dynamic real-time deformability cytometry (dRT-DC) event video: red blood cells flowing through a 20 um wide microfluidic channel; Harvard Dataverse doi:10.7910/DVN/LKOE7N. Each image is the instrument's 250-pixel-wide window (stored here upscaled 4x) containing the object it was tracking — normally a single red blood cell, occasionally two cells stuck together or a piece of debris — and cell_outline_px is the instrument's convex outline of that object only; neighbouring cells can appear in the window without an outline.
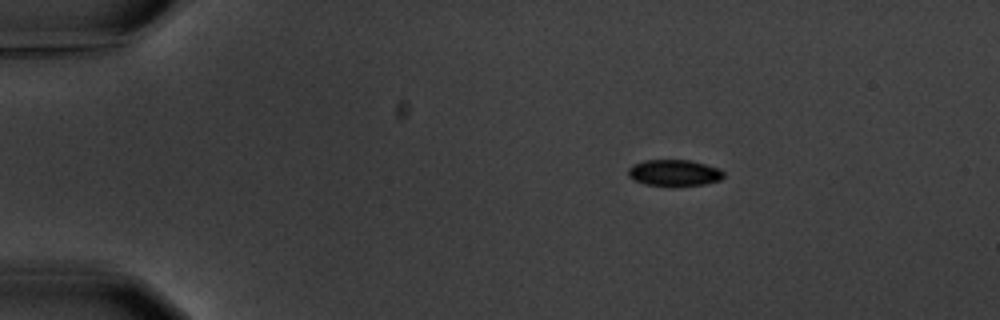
{"species": "common noctule bat (a hibernating species)", "species_latin": "Nyctalus noctula", "temperature_condition": "warm", "stored_images_in_passage": 6, "camera_frame_rate_fps": 3000, "um_per_image_px": 0.085, "animal": {"sex": "male", "body_mass_g": 20.1, "forearm_length_mm": 53.5}, "frame": {"image": 1, "passage_image": 1, "time_ms": 0.0, "image_size_px": [1000, 320], "cell_outline_px": [[724, 176], [720, 180], [704, 184], [672, 188], [644, 184], [628, 176], [628, 168], [632, 164], [644, 160], [688, 160], [720, 168], [724, 172]], "centroid_in_image_um": [57.3, 14.72], "position_along_channel_um": 27.7, "area_um2": 15.09}}
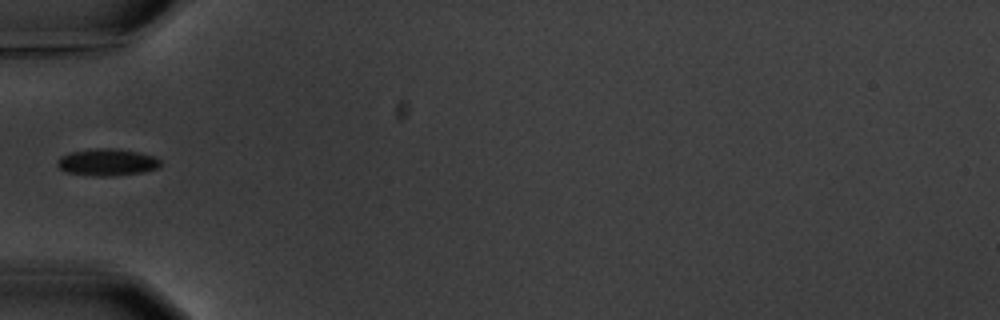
{"frame": {"image": 2, "passage_image": 4, "time_ms": 3.333, "image_size_px": [1000, 320], "cell_outline_px": [[160, 168], [144, 172], [116, 176], [92, 176], [64, 172], [56, 164], [56, 160], [60, 156], [68, 152], [96, 148], [112, 148], [136, 152], [152, 156], [160, 160]], "centroid_in_image_um": [9.06, 13.8], "position_along_channel_um": 75.9, "area_um2": 16.42}}
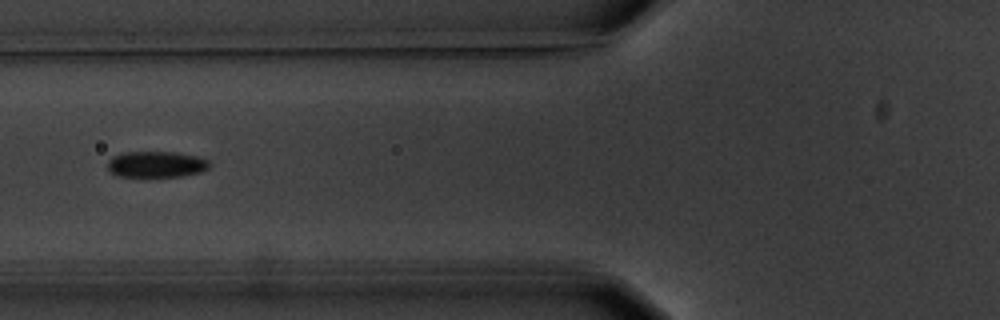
{"frame": {"image": 3, "passage_image": 5, "time_ms": 4.333, "image_size_px": [1000, 320], "cell_outline_px": [[212, 164], [208, 168], [200, 172], [180, 176], [148, 180], [120, 176], [112, 172], [108, 168], [108, 160], [112, 156], [124, 152], [176, 152], [196, 156], [208, 160]], "centroid_in_image_um": [13.27, 14.01], "position_along_channel_um": 112.5, "area_um2": 16.24}}